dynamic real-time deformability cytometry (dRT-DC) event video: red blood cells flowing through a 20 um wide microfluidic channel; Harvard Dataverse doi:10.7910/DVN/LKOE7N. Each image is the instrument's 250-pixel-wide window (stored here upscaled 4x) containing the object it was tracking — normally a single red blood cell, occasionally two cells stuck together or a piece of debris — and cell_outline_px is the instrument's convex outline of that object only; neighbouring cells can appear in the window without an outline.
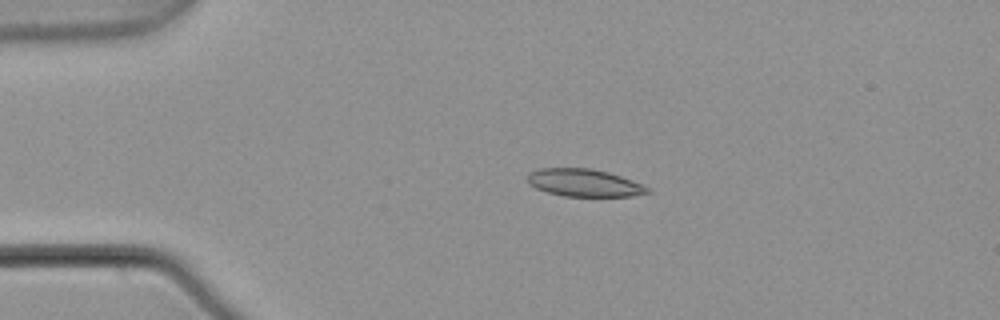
{"species": "common noctule bat (a hibernating species)", "species_latin": "Nyctalus noctula", "temperature_condition": "warm", "stored_images_in_passage": 5, "camera_frame_rate_fps": 3000, "um_per_image_px": 0.085, "animal": {"sex": "male", "body_mass_g": 21.5, "forearm_length_mm": 52.0}, "frame": {"image": 1, "passage_image": 4, "time_ms": 1.0, "image_size_px": [1000, 320], "cell_outline_px": [[652, 192], [632, 196], [564, 196], [548, 192], [536, 188], [528, 184], [528, 172], [536, 168], [592, 168], [608, 172], [644, 184]], "centroid_in_image_um": [49.65, 15.53], "position_along_channel_um": 35.4, "area_um2": 19.36}}